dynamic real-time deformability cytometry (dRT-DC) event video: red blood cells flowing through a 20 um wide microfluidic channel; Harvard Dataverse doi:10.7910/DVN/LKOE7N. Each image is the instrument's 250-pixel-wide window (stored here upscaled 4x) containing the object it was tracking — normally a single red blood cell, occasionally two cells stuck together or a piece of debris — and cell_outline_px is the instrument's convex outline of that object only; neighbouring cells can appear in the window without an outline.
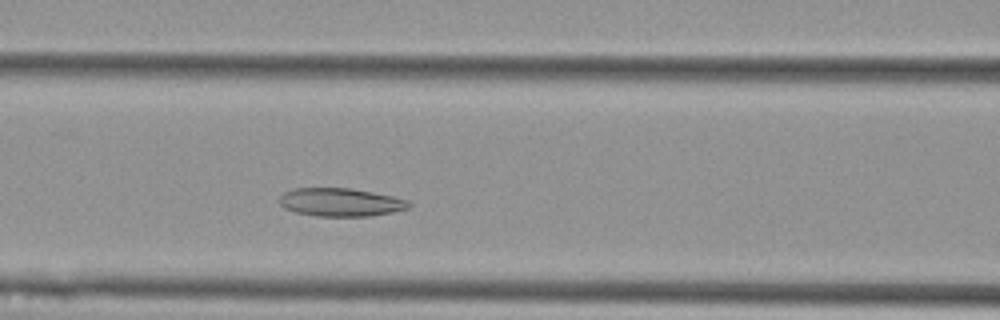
{"species": "Egyptian fruit bat (a non-hibernating species)", "species_latin": "Rousettus aegyptiacus", "temperature_condition": "cold", "stored_images_in_passage": 47, "camera_frame_rate_fps": 3000, "um_per_image_px": 0.085, "animal": {"sex": "female"}, "frame": {"image": 1, "passage_image": 14, "time_ms": 4.333, "image_size_px": [1000, 320], "cell_outline_px": [[412, 204], [408, 208], [392, 212], [372, 216], [316, 216], [296, 212], [284, 208], [280, 204], [280, 196], [284, 192], [292, 188], [352, 188], [392, 196], [408, 200]], "centroid_in_image_um": [28.95, 17.19], "position_along_channel_um": 137.7, "area_um2": 21.33}}
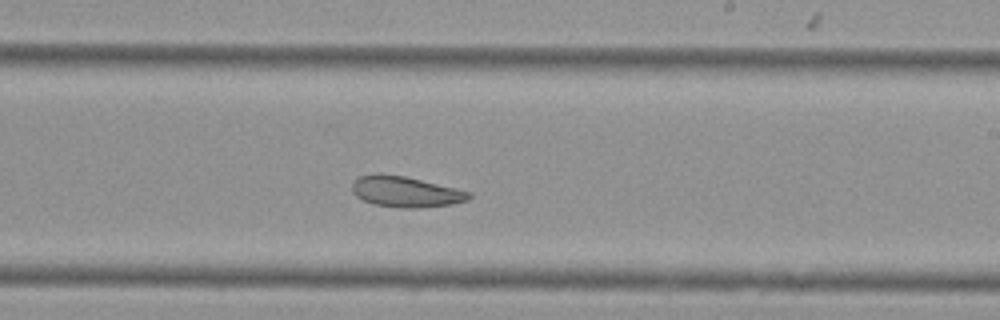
{"frame": {"image": 2, "passage_image": 24, "time_ms": 7.667, "image_size_px": [1000, 320], "cell_outline_px": [[472, 196], [468, 200], [448, 204], [416, 208], [400, 208], [376, 204], [364, 200], [356, 196], [352, 192], [352, 184], [360, 176], [380, 172], [404, 176], [456, 188], [472, 192]], "centroid_in_image_um": [34.47, 16.28], "position_along_channel_um": 254.5, "area_um2": 20.81}}
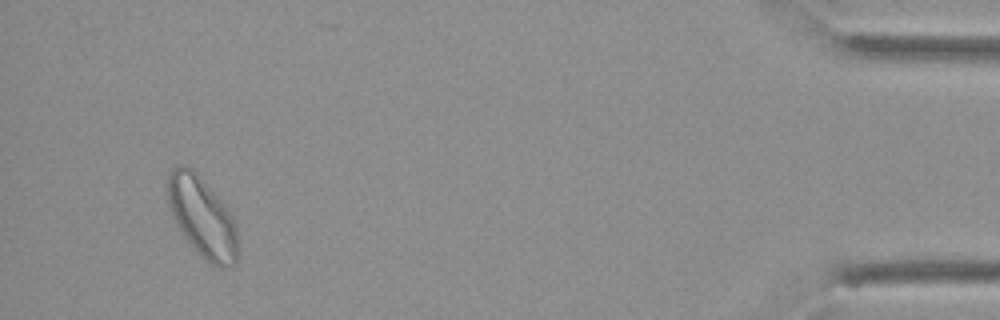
{"frame": {"image": 3, "passage_image": 44, "time_ms": 14.333, "image_size_px": [1000, 320], "cell_outline_px": [[240, 256], [236, 264], [228, 268], [220, 268], [204, 260], [196, 252], [180, 232], [172, 216], [168, 204], [164, 180], [168, 168], [176, 164], [184, 164], [192, 168], [200, 176], [224, 204], [232, 216], [236, 224], [240, 248]], "centroid_in_image_um": [17.16, 18.45], "position_along_channel_um": 418.0, "area_um2": 34.33}, "authors_computed_cell_mechanics": {"area_um2": 23.9292, "velocity_mm_per_s": 3.5301, "shape_relaxation_time_tau1_ms": null, "shape_relaxation_time_tau2_ms": 5.769, "deformation_change_tau1": null, "deformation_change_tau2": 0.1161}}